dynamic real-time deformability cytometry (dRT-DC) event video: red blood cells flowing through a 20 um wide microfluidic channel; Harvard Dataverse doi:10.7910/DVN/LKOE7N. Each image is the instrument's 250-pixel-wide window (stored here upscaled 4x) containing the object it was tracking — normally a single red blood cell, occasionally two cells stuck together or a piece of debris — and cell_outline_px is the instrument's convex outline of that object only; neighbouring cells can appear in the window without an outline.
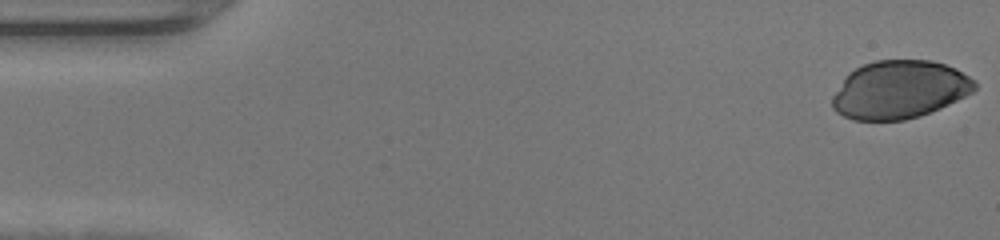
{"species": "human", "species_latin": "Homo sapiens", "temperature_condition": "warm", "stored_images_in_passage": 47, "camera_frame_rate_fps": 3000, "um_per_image_px": 0.085, "donor": {"sex": "female"}, "frame": {"image": 1, "passage_image": 1, "time_ms": 0.0, "image_size_px": [1000, 240], "cell_outline_px": [[976, 88], [972, 92], [940, 108], [920, 116], [904, 120], [852, 120], [836, 112], [832, 108], [832, 96], [848, 72], [864, 64], [876, 60], [932, 60], [956, 68], [976, 80]], "centroid_in_image_um": [76.45, 7.62], "position_along_channel_um": 8.6, "area_um2": 48.21}}
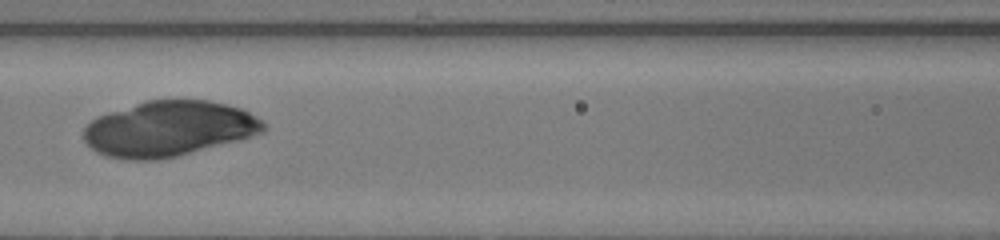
{"frame": {"image": 2, "passage_image": 21, "time_ms": 6.667, "image_size_px": [1000, 240], "cell_outline_px": [[268, 128], [264, 132], [240, 140], [176, 156], [156, 160], [128, 160], [108, 156], [96, 152], [84, 140], [84, 128], [96, 116], [108, 112], [148, 100], [208, 100], [240, 108], [256, 116]], "centroid_in_image_um": [14.35, 10.95], "position_along_channel_um": 152.3, "area_um2": 57.8}}
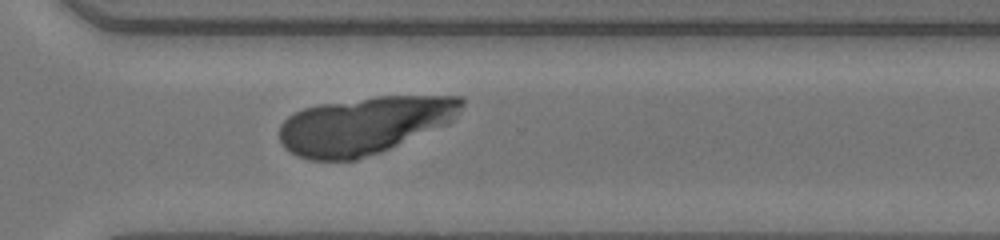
{"frame": {"image": 3, "passage_image": 34, "time_ms": 11.0, "image_size_px": [1000, 240], "cell_outline_px": [[464, 104], [456, 116], [448, 124], [380, 152], [356, 160], [308, 160], [296, 156], [288, 152], [280, 144], [280, 124], [288, 116], [304, 108], [320, 104], [376, 96], [460, 96], [464, 100]], "centroid_in_image_um": [30.94, 10.66], "position_along_channel_um": 339.7, "area_um2": 61.09}}